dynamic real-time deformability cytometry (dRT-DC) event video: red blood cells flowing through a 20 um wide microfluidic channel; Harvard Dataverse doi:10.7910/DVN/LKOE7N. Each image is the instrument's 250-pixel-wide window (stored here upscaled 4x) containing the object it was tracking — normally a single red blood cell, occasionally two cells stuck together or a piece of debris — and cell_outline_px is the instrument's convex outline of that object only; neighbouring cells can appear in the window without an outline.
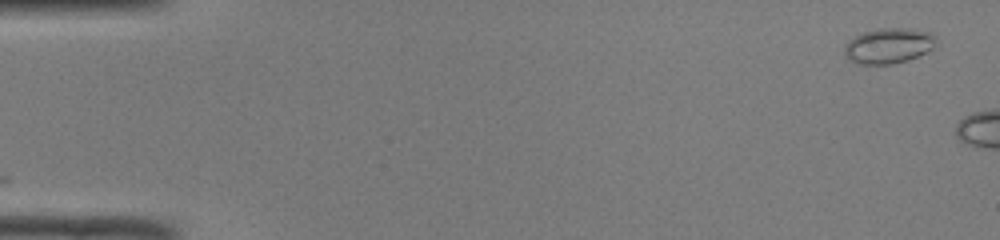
{"species": "common noctule bat (a hibernating species)", "species_latin": "Nyctalus noctula", "temperature_condition": "room temperature", "stored_images_in_passage": 8, "camera_frame_rate_fps": 3000, "um_per_image_px": 0.085, "animal": {"sex": "male", "body_mass_g": 19.0, "forearm_length_mm": 50.8}, "frame": {"image": 1, "passage_image": 1, "time_ms": 0.0, "image_size_px": [1000, 240], "cell_outline_px": [[936, 36], [932, 48], [908, 60], [892, 64], [860, 64], [848, 60], [844, 52], [844, 44], [848, 40], [864, 32], [880, 28], [908, 28], [932, 32]], "centroid_in_image_um": [75.49, 3.88], "position_along_channel_um": 9.5, "area_um2": 18.84}}